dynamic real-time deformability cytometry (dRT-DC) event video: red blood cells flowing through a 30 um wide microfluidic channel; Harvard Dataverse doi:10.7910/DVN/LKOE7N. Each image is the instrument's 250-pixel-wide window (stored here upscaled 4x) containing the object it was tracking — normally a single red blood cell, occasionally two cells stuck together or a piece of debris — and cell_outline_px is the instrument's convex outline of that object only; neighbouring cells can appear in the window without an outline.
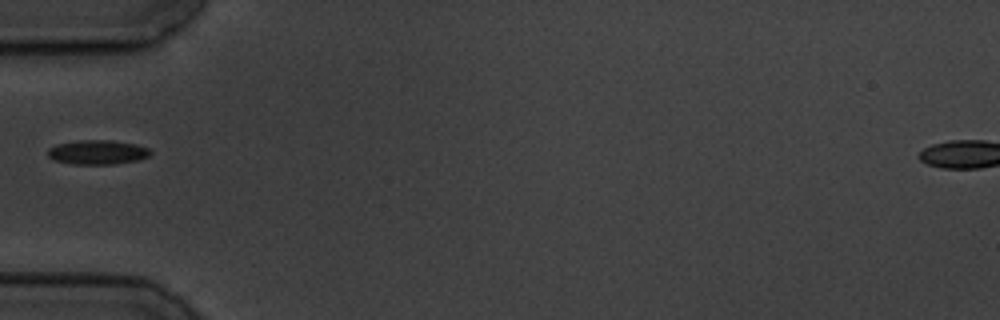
{"species": "common noctule bat (a hibernating species)", "species_latin": "Nyctalus noctula", "temperature_condition": "cold", "stored_images_in_passage": 13, "segment_of_instrument_passage": [2, 2], "camera_frame_rate_fps": 3000, "um_per_image_px": 0.085, "animal": {"sex": "male", "body_mass_g": 19.5, "forearm_length_mm": 54.6}, "frame": {"image": 1, "passage_image": 5, "time_ms": 5.667, "image_size_px": [1000, 320], "cell_outline_px": [[152, 152], [148, 156], [140, 160], [116, 164], [72, 164], [52, 160], [48, 156], [48, 148], [56, 144], [80, 140], [112, 140], [136, 144], [148, 148]], "centroid_in_image_um": [8.28, 12.94], "position_along_channel_um": 76.7, "area_um2": 14.74}}
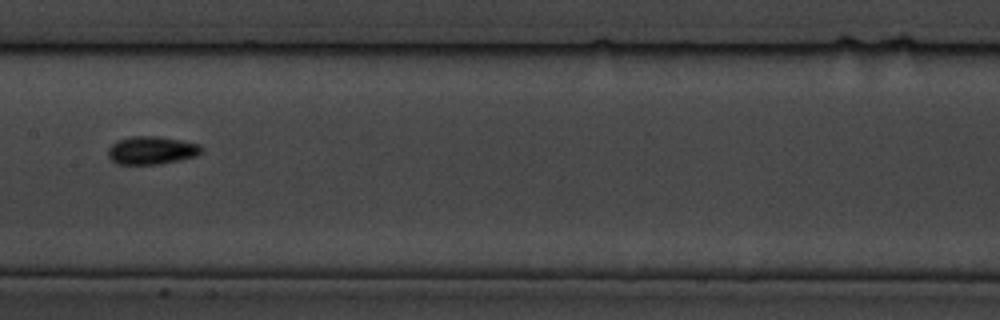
{"frame": {"image": 2, "passage_image": 8, "time_ms": 9.0, "image_size_px": [1000, 320], "cell_outline_px": [[200, 152], [196, 156], [180, 160], [160, 164], [116, 164], [108, 156], [108, 148], [116, 140], [132, 136], [152, 136], [180, 140], [200, 144]], "centroid_in_image_um": [12.84, 12.78], "position_along_channel_um": 194.6, "area_um2": 15.14}}
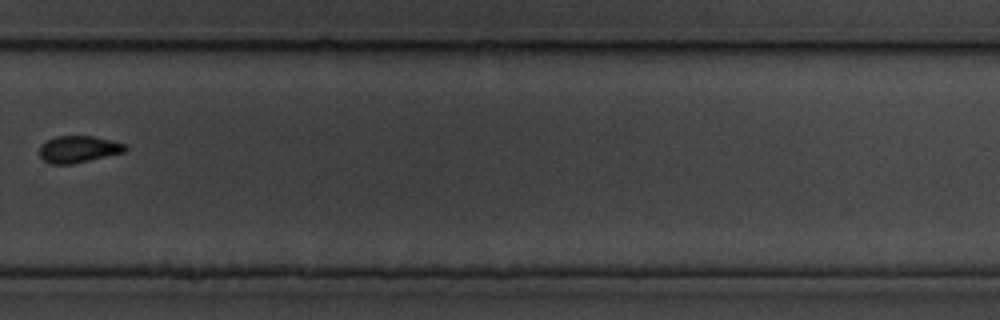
{"frame": {"image": 3, "passage_image": 11, "time_ms": 12.667, "image_size_px": [1000, 320], "cell_outline_px": [[128, 148], [124, 152], [72, 164], [48, 164], [40, 156], [40, 148], [48, 140], [56, 136], [92, 136], [124, 144]], "centroid_in_image_um": [6.65, 12.69], "position_along_channel_um": 323.1, "area_um2": 13.12}}